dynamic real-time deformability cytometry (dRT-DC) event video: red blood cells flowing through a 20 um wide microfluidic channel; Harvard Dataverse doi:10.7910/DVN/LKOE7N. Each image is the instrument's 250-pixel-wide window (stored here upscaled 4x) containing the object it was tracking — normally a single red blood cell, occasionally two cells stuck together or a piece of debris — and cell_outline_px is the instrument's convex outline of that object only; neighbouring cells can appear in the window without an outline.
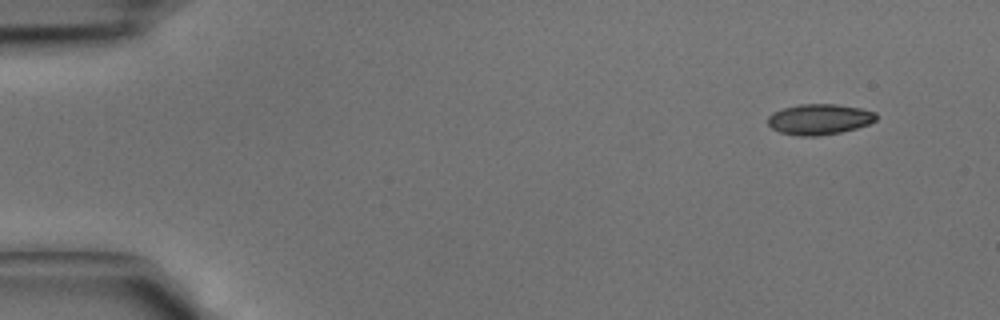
{"species": "common noctule bat (a hibernating species)", "species_latin": "Nyctalus noctula", "temperature_condition": "cold", "stored_images_in_passage": 8, "camera_frame_rate_fps": 3000, "um_per_image_px": 0.085, "animal": {"sex": "male", "body_mass_g": 15.6}, "frame": {"image": 1, "passage_image": 1, "time_ms": 0.0, "image_size_px": [1000, 320], "cell_outline_px": [[876, 120], [868, 124], [856, 128], [840, 132], [816, 136], [800, 136], [780, 132], [772, 128], [768, 124], [768, 116], [772, 112], [784, 108], [800, 104], [836, 104], [860, 108], [876, 112]], "centroid_in_image_um": [69.63, 10.13], "position_along_channel_um": 15.4, "area_um2": 19.25}}